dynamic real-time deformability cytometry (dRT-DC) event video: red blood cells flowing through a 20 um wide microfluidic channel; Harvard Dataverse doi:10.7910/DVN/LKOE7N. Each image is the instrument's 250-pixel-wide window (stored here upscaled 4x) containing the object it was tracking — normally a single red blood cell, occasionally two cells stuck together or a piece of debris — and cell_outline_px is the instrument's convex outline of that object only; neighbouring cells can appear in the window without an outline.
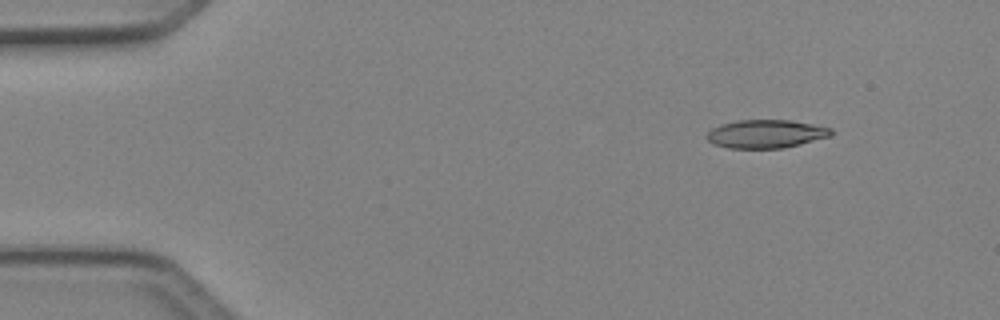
{"species": "Egyptian fruit bat (a non-hibernating species)", "species_latin": "Rousettus aegyptiacus", "temperature_condition": "cold", "stored_images_in_passage": 3, "camera_frame_rate_fps": 3000, "um_per_image_px": 0.085, "animal": {"sex": "female"}, "frame": {"image": 1, "passage_image": 3, "time_ms": 0.667, "image_size_px": [1000, 320], "cell_outline_px": [[832, 136], [784, 148], [728, 148], [716, 144], [708, 140], [708, 132], [712, 128], [720, 124], [736, 120], [788, 120], [812, 124], [832, 128]], "centroid_in_image_um": [65.12, 11.37], "position_along_channel_um": 19.9, "area_um2": 20.4}}